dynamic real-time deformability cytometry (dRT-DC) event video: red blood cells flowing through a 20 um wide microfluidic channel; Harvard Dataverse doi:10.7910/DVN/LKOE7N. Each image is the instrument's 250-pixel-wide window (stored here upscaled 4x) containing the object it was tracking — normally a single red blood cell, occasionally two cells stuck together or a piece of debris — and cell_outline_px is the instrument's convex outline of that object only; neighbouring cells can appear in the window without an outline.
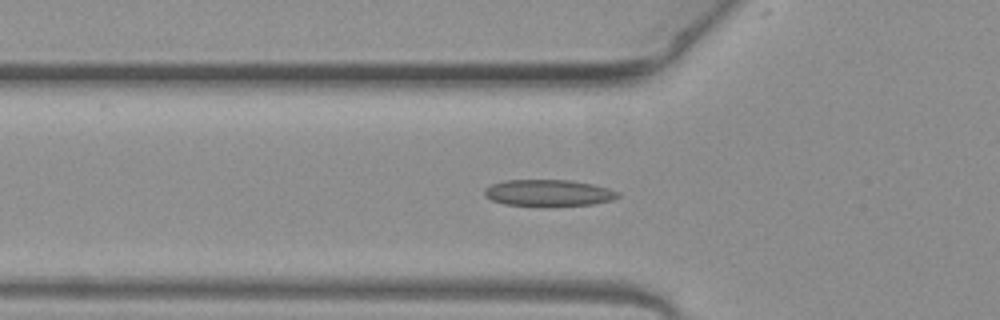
{"species": "common noctule bat (a hibernating species)", "species_latin": "Nyctalus noctula", "temperature_condition": "warm", "stored_images_in_passage": 53, "camera_frame_rate_fps": 3000, "um_per_image_px": 0.085, "animal": {"sex": "female", "body_mass_g": 19.3, "forearm_length_mm": 54.1}, "frame": {"image": 1, "passage_image": 18, "time_ms": 5.667, "image_size_px": [1000, 320], "cell_outline_px": [[620, 196], [612, 200], [592, 204], [504, 204], [492, 200], [484, 196], [484, 188], [492, 184], [504, 180], [572, 180], [592, 184], [608, 188], [620, 192]], "centroid_in_image_um": [46.62, 16.36], "position_along_channel_um": 79.2, "area_um2": 20.06}}
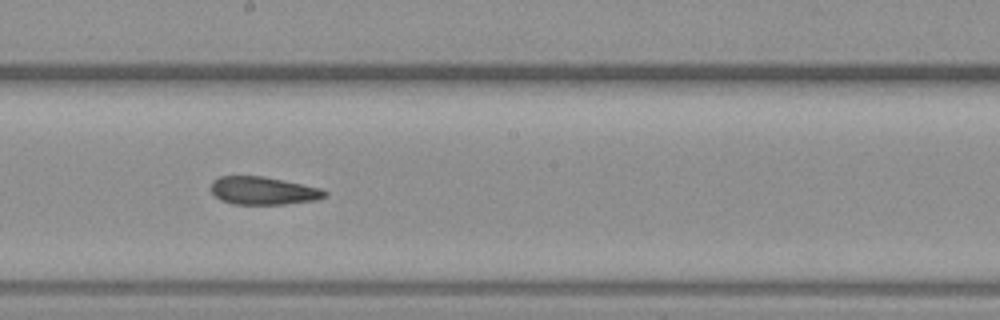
{"frame": {"image": 2, "passage_image": 29, "time_ms": 9.333, "image_size_px": [1000, 320], "cell_outline_px": [[328, 196], [316, 200], [284, 204], [232, 204], [220, 200], [212, 192], [212, 180], [220, 176], [260, 176], [320, 188], [328, 192]], "centroid_in_image_um": [22.37, 16.22], "position_along_channel_um": 225.8, "area_um2": 18.32}}
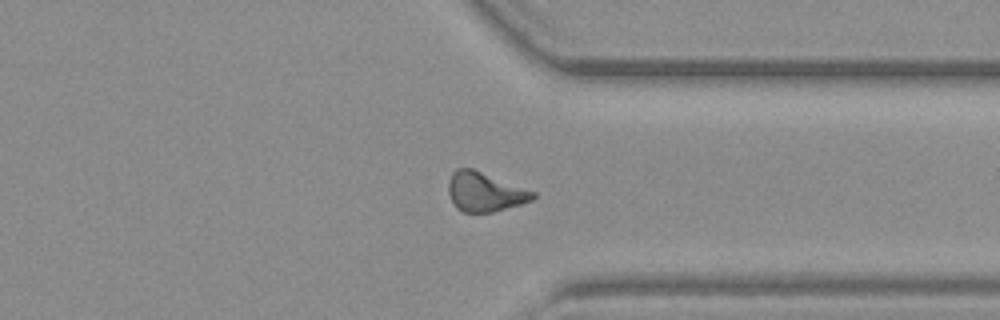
{"frame": {"image": 3, "passage_image": 40, "time_ms": 13.0, "image_size_px": [1000, 320], "cell_outline_px": [[536, 196], [532, 200], [520, 204], [492, 212], [464, 212], [456, 208], [448, 192], [448, 180], [452, 172], [456, 168], [472, 168], [536, 192]], "centroid_in_image_um": [41.19, 16.3], "position_along_channel_um": 370.2, "area_um2": 19.25}, "authors_computed_cell_mechanics": {"area_um2": 19.2474, "velocity_mm_per_s": 3.9737, "shape_relaxation_time_tau1_ms": 7.4775, "shape_relaxation_time_tau2_ms": 1.3105, "deformation_change_tau1": 0.1995, "deformation_change_tau2": 0.0821}}